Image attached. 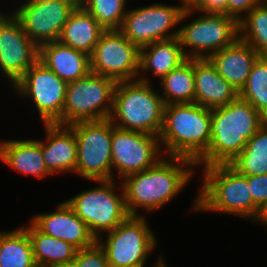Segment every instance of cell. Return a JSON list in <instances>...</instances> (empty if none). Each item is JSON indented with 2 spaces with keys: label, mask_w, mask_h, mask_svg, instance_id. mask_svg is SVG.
<instances>
[{
  "label": "cell",
  "mask_w": 267,
  "mask_h": 267,
  "mask_svg": "<svg viewBox=\"0 0 267 267\" xmlns=\"http://www.w3.org/2000/svg\"><path fill=\"white\" fill-rule=\"evenodd\" d=\"M195 166L187 158L162 156L151 168L121 179L130 216H140L138 207L150 212L169 203L191 180Z\"/></svg>",
  "instance_id": "cell-1"
},
{
  "label": "cell",
  "mask_w": 267,
  "mask_h": 267,
  "mask_svg": "<svg viewBox=\"0 0 267 267\" xmlns=\"http://www.w3.org/2000/svg\"><path fill=\"white\" fill-rule=\"evenodd\" d=\"M264 123L265 118L239 96L228 105L212 108L210 145L196 166L228 164Z\"/></svg>",
  "instance_id": "cell-2"
},
{
  "label": "cell",
  "mask_w": 267,
  "mask_h": 267,
  "mask_svg": "<svg viewBox=\"0 0 267 267\" xmlns=\"http://www.w3.org/2000/svg\"><path fill=\"white\" fill-rule=\"evenodd\" d=\"M211 109L194 102L164 106L160 144L166 156L187 158L196 163L211 141Z\"/></svg>",
  "instance_id": "cell-3"
},
{
  "label": "cell",
  "mask_w": 267,
  "mask_h": 267,
  "mask_svg": "<svg viewBox=\"0 0 267 267\" xmlns=\"http://www.w3.org/2000/svg\"><path fill=\"white\" fill-rule=\"evenodd\" d=\"M202 170L203 184L191 211L236 214L255 222L260 209L253 201L245 175L229 164L209 165Z\"/></svg>",
  "instance_id": "cell-4"
},
{
  "label": "cell",
  "mask_w": 267,
  "mask_h": 267,
  "mask_svg": "<svg viewBox=\"0 0 267 267\" xmlns=\"http://www.w3.org/2000/svg\"><path fill=\"white\" fill-rule=\"evenodd\" d=\"M147 78L139 74L137 80L116 83L109 119L116 127L159 136L165 104Z\"/></svg>",
  "instance_id": "cell-5"
},
{
  "label": "cell",
  "mask_w": 267,
  "mask_h": 267,
  "mask_svg": "<svg viewBox=\"0 0 267 267\" xmlns=\"http://www.w3.org/2000/svg\"><path fill=\"white\" fill-rule=\"evenodd\" d=\"M100 186L84 190L66 200L76 215L84 221L92 235L98 240L125 221L130 214L125 204L124 190L120 181L121 194L115 192V180L97 181Z\"/></svg>",
  "instance_id": "cell-6"
},
{
  "label": "cell",
  "mask_w": 267,
  "mask_h": 267,
  "mask_svg": "<svg viewBox=\"0 0 267 267\" xmlns=\"http://www.w3.org/2000/svg\"><path fill=\"white\" fill-rule=\"evenodd\" d=\"M116 83L110 77L92 72L67 83L63 126L110 118Z\"/></svg>",
  "instance_id": "cell-7"
},
{
  "label": "cell",
  "mask_w": 267,
  "mask_h": 267,
  "mask_svg": "<svg viewBox=\"0 0 267 267\" xmlns=\"http://www.w3.org/2000/svg\"><path fill=\"white\" fill-rule=\"evenodd\" d=\"M77 143L75 173L89 181L112 180L111 120L83 121L69 125Z\"/></svg>",
  "instance_id": "cell-8"
},
{
  "label": "cell",
  "mask_w": 267,
  "mask_h": 267,
  "mask_svg": "<svg viewBox=\"0 0 267 267\" xmlns=\"http://www.w3.org/2000/svg\"><path fill=\"white\" fill-rule=\"evenodd\" d=\"M195 12L184 11L180 5L153 3L127 10L119 31L140 49L156 41L178 37L179 28L174 32L171 29Z\"/></svg>",
  "instance_id": "cell-9"
},
{
  "label": "cell",
  "mask_w": 267,
  "mask_h": 267,
  "mask_svg": "<svg viewBox=\"0 0 267 267\" xmlns=\"http://www.w3.org/2000/svg\"><path fill=\"white\" fill-rule=\"evenodd\" d=\"M178 38L187 59L209 58L239 39V21L224 13H203L179 28Z\"/></svg>",
  "instance_id": "cell-10"
},
{
  "label": "cell",
  "mask_w": 267,
  "mask_h": 267,
  "mask_svg": "<svg viewBox=\"0 0 267 267\" xmlns=\"http://www.w3.org/2000/svg\"><path fill=\"white\" fill-rule=\"evenodd\" d=\"M106 234V240L99 238L97 242L104 249L110 267H144L158 242L143 215L129 216Z\"/></svg>",
  "instance_id": "cell-11"
},
{
  "label": "cell",
  "mask_w": 267,
  "mask_h": 267,
  "mask_svg": "<svg viewBox=\"0 0 267 267\" xmlns=\"http://www.w3.org/2000/svg\"><path fill=\"white\" fill-rule=\"evenodd\" d=\"M13 87L18 95L31 97L43 124L63 125L67 83L39 60Z\"/></svg>",
  "instance_id": "cell-12"
},
{
  "label": "cell",
  "mask_w": 267,
  "mask_h": 267,
  "mask_svg": "<svg viewBox=\"0 0 267 267\" xmlns=\"http://www.w3.org/2000/svg\"><path fill=\"white\" fill-rule=\"evenodd\" d=\"M140 49L119 30H105L90 55L91 72L119 81L137 80Z\"/></svg>",
  "instance_id": "cell-13"
},
{
  "label": "cell",
  "mask_w": 267,
  "mask_h": 267,
  "mask_svg": "<svg viewBox=\"0 0 267 267\" xmlns=\"http://www.w3.org/2000/svg\"><path fill=\"white\" fill-rule=\"evenodd\" d=\"M159 136L114 126L111 138L112 168L123 179L151 168L160 159Z\"/></svg>",
  "instance_id": "cell-14"
},
{
  "label": "cell",
  "mask_w": 267,
  "mask_h": 267,
  "mask_svg": "<svg viewBox=\"0 0 267 267\" xmlns=\"http://www.w3.org/2000/svg\"><path fill=\"white\" fill-rule=\"evenodd\" d=\"M77 6L72 0L23 2L13 15L28 37L40 47L59 40L64 25Z\"/></svg>",
  "instance_id": "cell-15"
},
{
  "label": "cell",
  "mask_w": 267,
  "mask_h": 267,
  "mask_svg": "<svg viewBox=\"0 0 267 267\" xmlns=\"http://www.w3.org/2000/svg\"><path fill=\"white\" fill-rule=\"evenodd\" d=\"M39 60V47L28 37L19 20L0 11V70L14 86Z\"/></svg>",
  "instance_id": "cell-16"
},
{
  "label": "cell",
  "mask_w": 267,
  "mask_h": 267,
  "mask_svg": "<svg viewBox=\"0 0 267 267\" xmlns=\"http://www.w3.org/2000/svg\"><path fill=\"white\" fill-rule=\"evenodd\" d=\"M30 222L42 233L69 242L78 250L97 242L87 224L66 201L59 203L54 212L35 215Z\"/></svg>",
  "instance_id": "cell-17"
},
{
  "label": "cell",
  "mask_w": 267,
  "mask_h": 267,
  "mask_svg": "<svg viewBox=\"0 0 267 267\" xmlns=\"http://www.w3.org/2000/svg\"><path fill=\"white\" fill-rule=\"evenodd\" d=\"M46 140L42 141V155L51 174L75 173L77 143L74 131L69 126L44 124Z\"/></svg>",
  "instance_id": "cell-18"
},
{
  "label": "cell",
  "mask_w": 267,
  "mask_h": 267,
  "mask_svg": "<svg viewBox=\"0 0 267 267\" xmlns=\"http://www.w3.org/2000/svg\"><path fill=\"white\" fill-rule=\"evenodd\" d=\"M194 75V103L198 105L212 109L228 105L239 96L208 58L194 59Z\"/></svg>",
  "instance_id": "cell-19"
},
{
  "label": "cell",
  "mask_w": 267,
  "mask_h": 267,
  "mask_svg": "<svg viewBox=\"0 0 267 267\" xmlns=\"http://www.w3.org/2000/svg\"><path fill=\"white\" fill-rule=\"evenodd\" d=\"M39 61L66 83L79 80L91 72L90 56L59 40L39 47Z\"/></svg>",
  "instance_id": "cell-20"
},
{
  "label": "cell",
  "mask_w": 267,
  "mask_h": 267,
  "mask_svg": "<svg viewBox=\"0 0 267 267\" xmlns=\"http://www.w3.org/2000/svg\"><path fill=\"white\" fill-rule=\"evenodd\" d=\"M259 56L249 44L238 39L234 44L214 52L208 59L220 76L239 93Z\"/></svg>",
  "instance_id": "cell-21"
},
{
  "label": "cell",
  "mask_w": 267,
  "mask_h": 267,
  "mask_svg": "<svg viewBox=\"0 0 267 267\" xmlns=\"http://www.w3.org/2000/svg\"><path fill=\"white\" fill-rule=\"evenodd\" d=\"M0 160L23 175L42 180L51 173L42 155V140H3L0 142Z\"/></svg>",
  "instance_id": "cell-22"
},
{
  "label": "cell",
  "mask_w": 267,
  "mask_h": 267,
  "mask_svg": "<svg viewBox=\"0 0 267 267\" xmlns=\"http://www.w3.org/2000/svg\"><path fill=\"white\" fill-rule=\"evenodd\" d=\"M186 60L178 37L156 41L140 48L139 74L151 71L161 80Z\"/></svg>",
  "instance_id": "cell-23"
},
{
  "label": "cell",
  "mask_w": 267,
  "mask_h": 267,
  "mask_svg": "<svg viewBox=\"0 0 267 267\" xmlns=\"http://www.w3.org/2000/svg\"><path fill=\"white\" fill-rule=\"evenodd\" d=\"M104 31L89 12L77 6L64 25L59 41L90 56Z\"/></svg>",
  "instance_id": "cell-24"
},
{
  "label": "cell",
  "mask_w": 267,
  "mask_h": 267,
  "mask_svg": "<svg viewBox=\"0 0 267 267\" xmlns=\"http://www.w3.org/2000/svg\"><path fill=\"white\" fill-rule=\"evenodd\" d=\"M24 228L32 242L36 266L70 263L75 259L78 249L71 243L42 233L31 222Z\"/></svg>",
  "instance_id": "cell-25"
},
{
  "label": "cell",
  "mask_w": 267,
  "mask_h": 267,
  "mask_svg": "<svg viewBox=\"0 0 267 267\" xmlns=\"http://www.w3.org/2000/svg\"><path fill=\"white\" fill-rule=\"evenodd\" d=\"M0 267H36L32 242L24 226L0 231Z\"/></svg>",
  "instance_id": "cell-26"
},
{
  "label": "cell",
  "mask_w": 267,
  "mask_h": 267,
  "mask_svg": "<svg viewBox=\"0 0 267 267\" xmlns=\"http://www.w3.org/2000/svg\"><path fill=\"white\" fill-rule=\"evenodd\" d=\"M165 105L192 103L195 98L194 59H187L179 67L164 76L160 83Z\"/></svg>",
  "instance_id": "cell-27"
},
{
  "label": "cell",
  "mask_w": 267,
  "mask_h": 267,
  "mask_svg": "<svg viewBox=\"0 0 267 267\" xmlns=\"http://www.w3.org/2000/svg\"><path fill=\"white\" fill-rule=\"evenodd\" d=\"M243 175H262L267 173V123L247 141L243 150L228 163Z\"/></svg>",
  "instance_id": "cell-28"
},
{
  "label": "cell",
  "mask_w": 267,
  "mask_h": 267,
  "mask_svg": "<svg viewBox=\"0 0 267 267\" xmlns=\"http://www.w3.org/2000/svg\"><path fill=\"white\" fill-rule=\"evenodd\" d=\"M239 39L267 56V4L262 1L239 21Z\"/></svg>",
  "instance_id": "cell-29"
},
{
  "label": "cell",
  "mask_w": 267,
  "mask_h": 267,
  "mask_svg": "<svg viewBox=\"0 0 267 267\" xmlns=\"http://www.w3.org/2000/svg\"><path fill=\"white\" fill-rule=\"evenodd\" d=\"M239 97L250 103L264 118L267 117V56H259L253 63Z\"/></svg>",
  "instance_id": "cell-30"
},
{
  "label": "cell",
  "mask_w": 267,
  "mask_h": 267,
  "mask_svg": "<svg viewBox=\"0 0 267 267\" xmlns=\"http://www.w3.org/2000/svg\"><path fill=\"white\" fill-rule=\"evenodd\" d=\"M127 0H86L81 6L105 30H119L127 13Z\"/></svg>",
  "instance_id": "cell-31"
},
{
  "label": "cell",
  "mask_w": 267,
  "mask_h": 267,
  "mask_svg": "<svg viewBox=\"0 0 267 267\" xmlns=\"http://www.w3.org/2000/svg\"><path fill=\"white\" fill-rule=\"evenodd\" d=\"M73 264L74 267H110L106 253L98 242L91 247L77 250Z\"/></svg>",
  "instance_id": "cell-32"
},
{
  "label": "cell",
  "mask_w": 267,
  "mask_h": 267,
  "mask_svg": "<svg viewBox=\"0 0 267 267\" xmlns=\"http://www.w3.org/2000/svg\"><path fill=\"white\" fill-rule=\"evenodd\" d=\"M255 205L261 209L267 205V173L262 175H245Z\"/></svg>",
  "instance_id": "cell-33"
},
{
  "label": "cell",
  "mask_w": 267,
  "mask_h": 267,
  "mask_svg": "<svg viewBox=\"0 0 267 267\" xmlns=\"http://www.w3.org/2000/svg\"><path fill=\"white\" fill-rule=\"evenodd\" d=\"M262 1L263 0H228V16L240 21L245 14L255 6L259 5Z\"/></svg>",
  "instance_id": "cell-34"
},
{
  "label": "cell",
  "mask_w": 267,
  "mask_h": 267,
  "mask_svg": "<svg viewBox=\"0 0 267 267\" xmlns=\"http://www.w3.org/2000/svg\"><path fill=\"white\" fill-rule=\"evenodd\" d=\"M202 13H224L228 15V0H200L193 9Z\"/></svg>",
  "instance_id": "cell-35"
},
{
  "label": "cell",
  "mask_w": 267,
  "mask_h": 267,
  "mask_svg": "<svg viewBox=\"0 0 267 267\" xmlns=\"http://www.w3.org/2000/svg\"><path fill=\"white\" fill-rule=\"evenodd\" d=\"M180 7L185 10H193L199 3L200 0H182Z\"/></svg>",
  "instance_id": "cell-36"
},
{
  "label": "cell",
  "mask_w": 267,
  "mask_h": 267,
  "mask_svg": "<svg viewBox=\"0 0 267 267\" xmlns=\"http://www.w3.org/2000/svg\"><path fill=\"white\" fill-rule=\"evenodd\" d=\"M260 221L262 224H265L267 226V205L263 206L260 211L259 214L257 216V218L255 219V222Z\"/></svg>",
  "instance_id": "cell-37"
},
{
  "label": "cell",
  "mask_w": 267,
  "mask_h": 267,
  "mask_svg": "<svg viewBox=\"0 0 267 267\" xmlns=\"http://www.w3.org/2000/svg\"><path fill=\"white\" fill-rule=\"evenodd\" d=\"M43 267H74L73 262L70 263H62V264H51Z\"/></svg>",
  "instance_id": "cell-38"
},
{
  "label": "cell",
  "mask_w": 267,
  "mask_h": 267,
  "mask_svg": "<svg viewBox=\"0 0 267 267\" xmlns=\"http://www.w3.org/2000/svg\"><path fill=\"white\" fill-rule=\"evenodd\" d=\"M166 264L164 263L162 255L158 257L157 263L154 264V267H165Z\"/></svg>",
  "instance_id": "cell-39"
},
{
  "label": "cell",
  "mask_w": 267,
  "mask_h": 267,
  "mask_svg": "<svg viewBox=\"0 0 267 267\" xmlns=\"http://www.w3.org/2000/svg\"><path fill=\"white\" fill-rule=\"evenodd\" d=\"M74 1L78 6H81L86 0H72Z\"/></svg>",
  "instance_id": "cell-40"
},
{
  "label": "cell",
  "mask_w": 267,
  "mask_h": 267,
  "mask_svg": "<svg viewBox=\"0 0 267 267\" xmlns=\"http://www.w3.org/2000/svg\"><path fill=\"white\" fill-rule=\"evenodd\" d=\"M45 1H49V0H26L25 2H35V3H39V2H45Z\"/></svg>",
  "instance_id": "cell-41"
},
{
  "label": "cell",
  "mask_w": 267,
  "mask_h": 267,
  "mask_svg": "<svg viewBox=\"0 0 267 267\" xmlns=\"http://www.w3.org/2000/svg\"><path fill=\"white\" fill-rule=\"evenodd\" d=\"M120 267H140V266H120Z\"/></svg>",
  "instance_id": "cell-42"
}]
</instances>
